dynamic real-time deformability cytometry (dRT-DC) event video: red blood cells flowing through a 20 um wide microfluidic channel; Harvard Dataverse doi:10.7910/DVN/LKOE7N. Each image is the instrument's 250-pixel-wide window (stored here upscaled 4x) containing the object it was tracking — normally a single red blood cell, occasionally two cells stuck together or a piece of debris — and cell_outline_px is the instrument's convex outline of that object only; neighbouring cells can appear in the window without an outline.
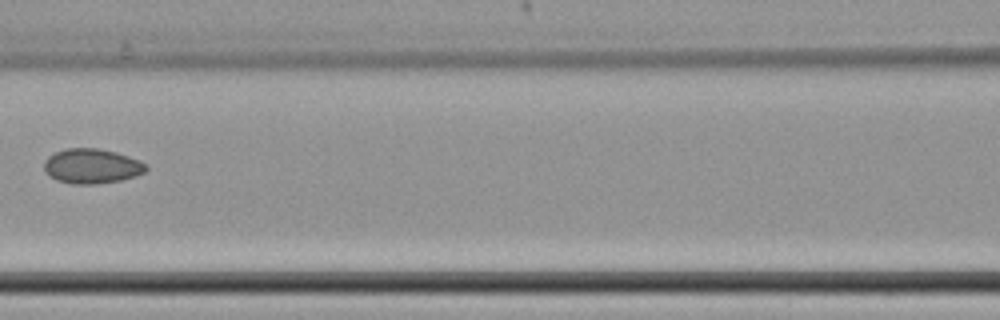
{"species": "common noctule bat (a hibernating species)", "species_latin": "Nyctalus noctula", "temperature_condition": "cold", "stored_images_in_passage": 7, "camera_frame_rate_fps": 3000, "um_per_image_px": 0.085, "animal": {"sex": "female", "body_mass_g": 22.7, "forearm_length_mm": 54.2}, "frame": {"image": 1, "passage_image": 4, "time_ms": 1.0, "image_size_px": [1000, 320], "cell_outline_px": [[148, 168], [144, 172], [136, 176], [120, 180], [96, 184], [72, 184], [56, 180], [48, 176], [44, 172], [44, 160], [48, 156], [64, 148], [96, 148], [116, 152], [140, 160], [148, 164]], "centroid_in_image_um": [7.79, 14.12], "position_along_channel_um": 158.8, "area_um2": 20.92}}
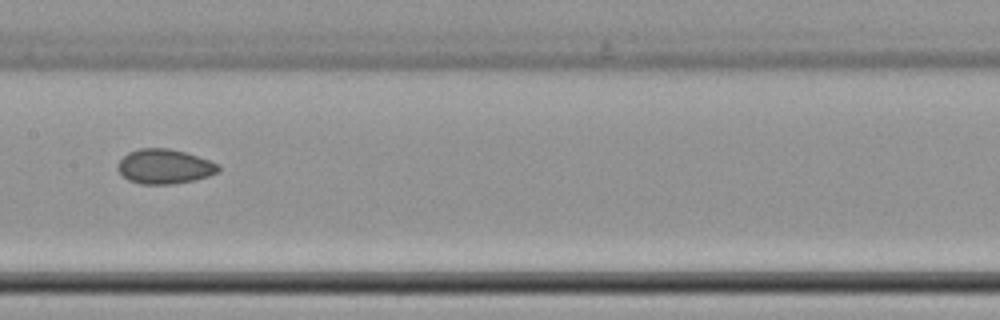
{"frame": {"image": 2, "passage_image": 5, "time_ms": 1.333, "image_size_px": [1000, 320], "cell_outline_px": [[220, 172], [196, 180], [172, 184], [140, 184], [128, 180], [116, 168], [120, 160], [128, 152], [140, 148], [168, 148], [184, 152], [220, 164]], "centroid_in_image_um": [14.0, 14.16], "position_along_channel_um": 193.4, "area_um2": 20.35}}
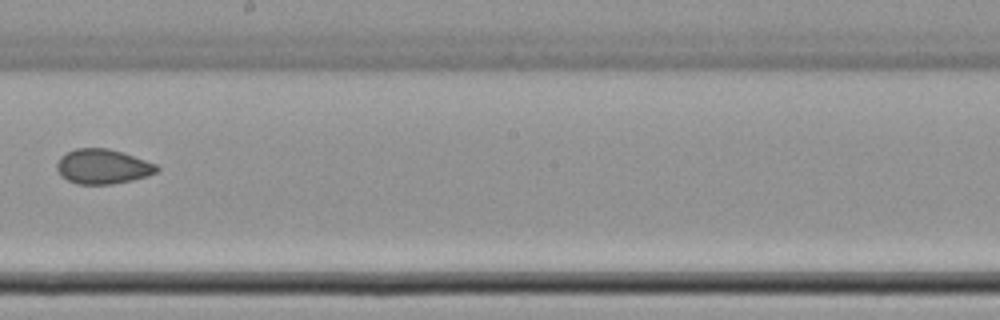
{"frame": {"image": 3, "passage_image": 6, "time_ms": 1.667, "image_size_px": [1000, 320], "cell_outline_px": [[160, 168], [156, 172], [148, 176], [132, 180], [112, 184], [76, 184], [60, 176], [56, 168], [56, 164], [60, 156], [76, 148], [108, 148], [156, 164]], "centroid_in_image_um": [8.7, 14.16], "position_along_channel_um": 239.5, "area_um2": 20.17}}